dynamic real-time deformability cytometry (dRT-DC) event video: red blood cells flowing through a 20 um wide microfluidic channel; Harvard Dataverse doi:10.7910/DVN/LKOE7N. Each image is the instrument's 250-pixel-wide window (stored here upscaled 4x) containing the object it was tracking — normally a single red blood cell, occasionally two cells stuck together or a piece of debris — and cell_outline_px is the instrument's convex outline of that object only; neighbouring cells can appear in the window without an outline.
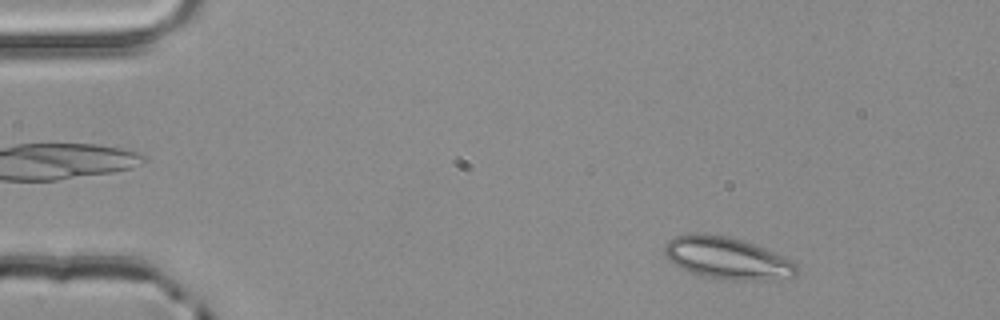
{"species": "common noctule bat (a hibernating species)", "species_latin": "Nyctalus noctula", "temperature_condition": "room temperature", "stored_images_in_passage": 3, "camera_frame_rate_fps": 3000, "um_per_image_px": 0.085, "animal": {"sex": "male", "body_mass_g": 20.4}, "frame": {"image": 1, "passage_image": 1, "time_ms": 0.0, "image_size_px": [1000, 320], "cell_outline_px": [[796, 272], [792, 276], [764, 280], [732, 280], [708, 276], [692, 272], [680, 268], [668, 260], [664, 256], [664, 244], [668, 240], [676, 236], [688, 232], [704, 232], [728, 236], [764, 248], [784, 256], [792, 260], [796, 264]], "centroid_in_image_um": [61.73, 21.9], "position_along_channel_um": 23.3, "area_um2": 32.25}}